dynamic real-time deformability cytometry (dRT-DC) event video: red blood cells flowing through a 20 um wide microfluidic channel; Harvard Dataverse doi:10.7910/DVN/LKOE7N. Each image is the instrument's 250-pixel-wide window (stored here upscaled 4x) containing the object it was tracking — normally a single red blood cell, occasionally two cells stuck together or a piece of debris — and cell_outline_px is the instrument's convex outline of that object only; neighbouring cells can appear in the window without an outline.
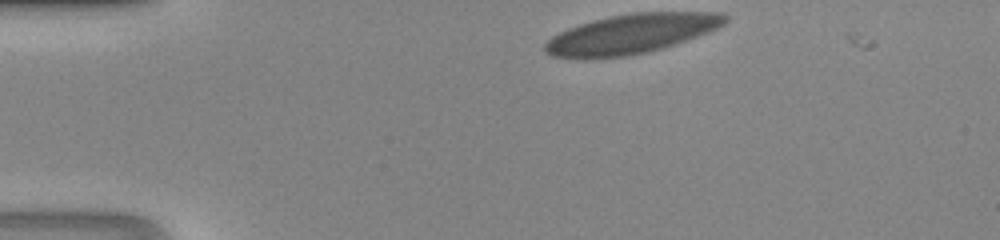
{"species": "human", "species_latin": "Homo sapiens", "temperature_condition": "room temperature", "stored_images_in_passage": 33, "camera_frame_rate_fps": 3000, "um_per_image_px": 0.085, "donor": {"sex": "male"}, "frame": {"image": 1, "passage_image": 1, "time_ms": 0.0, "image_size_px": [1000, 240], "cell_outline_px": [[728, 20], [724, 24], [708, 32], [676, 44], [664, 48], [648, 52], [624, 56], [552, 56], [544, 52], [544, 44], [552, 36], [568, 28], [592, 20], [608, 16], [632, 12], [724, 12], [728, 16]], "centroid_in_image_um": [53.73, 2.84], "position_along_channel_um": 31.3, "area_um2": 40.98}}
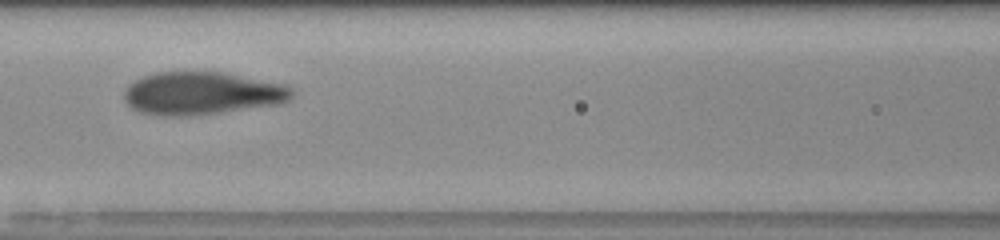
{"frame": {"image": 2, "passage_image": 14, "time_ms": 4.333, "image_size_px": [1000, 240], "cell_outline_px": [[292, 96], [284, 104], [192, 116], [160, 116], [136, 112], [124, 100], [124, 88], [128, 84], [144, 76], [156, 72], [224, 72], [288, 84], [292, 88]], "centroid_in_image_um": [17.18, 7.94], "position_along_channel_um": 149.4, "area_um2": 42.6}}
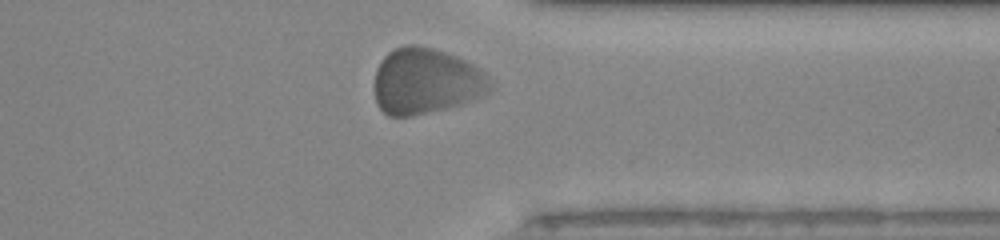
{"frame": {"image": 3, "passage_image": 30, "time_ms": 9.667, "image_size_px": [1000, 240], "cell_outline_px": [[492, 88], [484, 96], [448, 108], [412, 116], [388, 116], [376, 104], [376, 68], [380, 60], [388, 52], [404, 44], [416, 44], [432, 48], [456, 56], [488, 72], [492, 84]], "centroid_in_image_um": [36.24, 6.9], "position_along_channel_um": 375.2, "area_um2": 44.8}}